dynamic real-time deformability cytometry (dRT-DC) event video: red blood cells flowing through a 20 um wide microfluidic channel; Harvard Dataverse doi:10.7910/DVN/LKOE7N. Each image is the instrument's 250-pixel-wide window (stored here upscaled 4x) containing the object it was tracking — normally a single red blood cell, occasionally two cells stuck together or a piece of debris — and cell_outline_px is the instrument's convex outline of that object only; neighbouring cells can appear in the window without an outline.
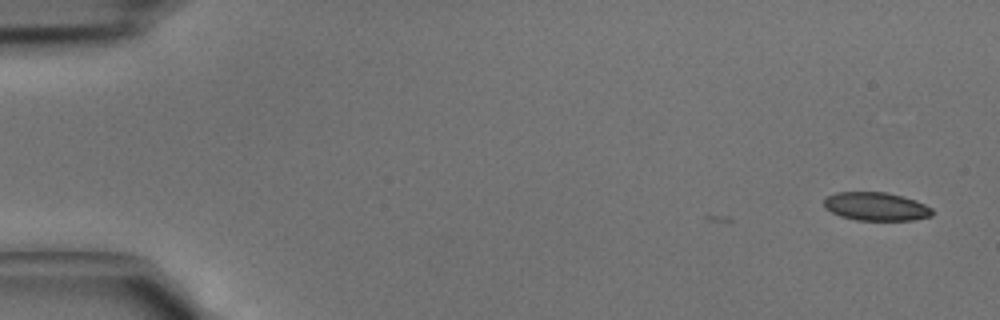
{"species": "common noctule bat (a hibernating species)", "species_latin": "Nyctalus noctula", "temperature_condition": "cold", "stored_images_in_passage": 2, "camera_frame_rate_fps": 3000, "um_per_image_px": 0.085, "animal": {"sex": "male", "body_mass_g": 15.6}, "frame": {"image": 1, "passage_image": 2, "time_ms": 0.333, "image_size_px": [1000, 320], "cell_outline_px": [[932, 216], [912, 220], [856, 220], [840, 216], [824, 208], [824, 196], [836, 192], [888, 192], [916, 200], [932, 208]], "centroid_in_image_um": [74.43, 17.54], "position_along_channel_um": 10.6, "area_um2": 18.03}}